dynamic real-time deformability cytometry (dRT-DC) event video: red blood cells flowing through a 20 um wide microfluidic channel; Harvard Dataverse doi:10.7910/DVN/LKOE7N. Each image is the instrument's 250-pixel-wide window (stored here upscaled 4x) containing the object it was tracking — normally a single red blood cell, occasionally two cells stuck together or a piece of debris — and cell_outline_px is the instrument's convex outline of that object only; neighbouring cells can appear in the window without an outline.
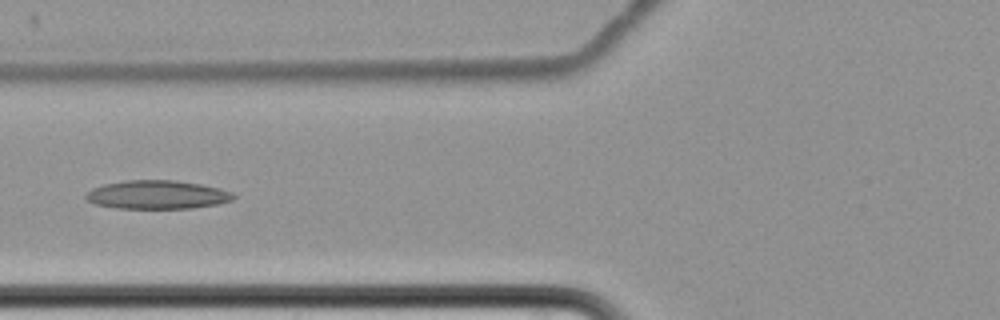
{"species": "common noctule bat (a hibernating species)", "species_latin": "Nyctalus noctula", "temperature_condition": "cold", "stored_images_in_passage": 13, "camera_frame_rate_fps": 3000, "um_per_image_px": 0.085, "animal": {"sex": "female", "body_mass_g": 22.7, "forearm_length_mm": 54.2}, "frame": {"image": 1, "passage_image": 8, "time_ms": 9.667, "image_size_px": [1000, 320], "cell_outline_px": [[236, 196], [232, 200], [216, 204], [192, 208], [116, 208], [96, 204], [84, 200], [84, 196], [92, 188], [104, 184], [128, 180], [176, 180], [200, 184], [220, 188], [232, 192]], "centroid_in_image_um": [13.35, 16.55], "position_along_channel_um": 112.5, "area_um2": 24.57}}
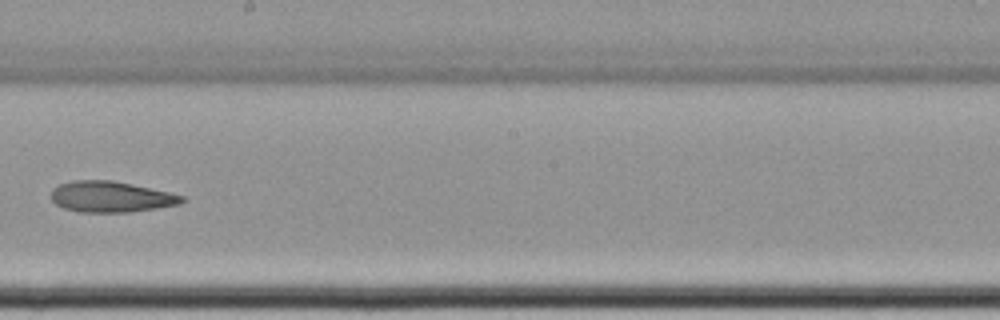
{"frame": {"image": 2, "passage_image": 11, "time_ms": 13.333, "image_size_px": [1000, 320], "cell_outline_px": [[188, 200], [180, 204], [132, 212], [76, 212], [64, 208], [56, 204], [52, 200], [52, 188], [60, 184], [72, 180], [112, 180], [132, 184], [168, 192], [184, 196]], "centroid_in_image_um": [9.43, 16.73], "position_along_channel_um": 238.8, "area_um2": 23.64}}
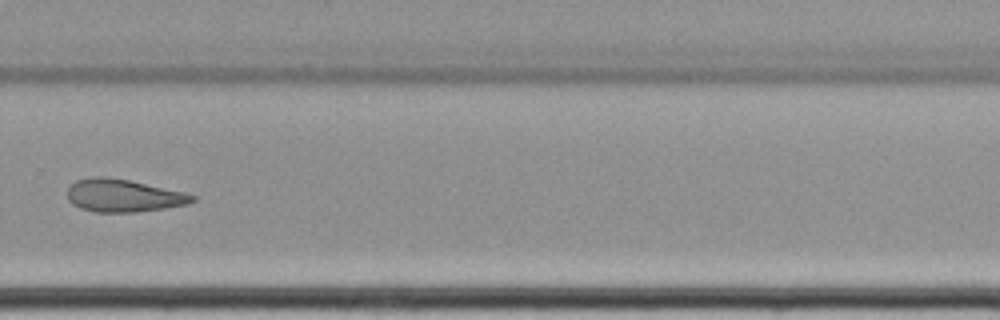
{"frame": {"image": 3, "passage_image": 13, "time_ms": 15.667, "image_size_px": [1000, 320], "cell_outline_px": [[196, 200], [188, 204], [164, 208], [136, 212], [96, 212], [80, 208], [72, 204], [68, 200], [68, 184], [76, 180], [92, 176], [104, 176], [128, 180], [184, 192], [196, 196]], "centroid_in_image_um": [10.45, 16.62], "position_along_channel_um": 319.4, "area_um2": 23.87}}